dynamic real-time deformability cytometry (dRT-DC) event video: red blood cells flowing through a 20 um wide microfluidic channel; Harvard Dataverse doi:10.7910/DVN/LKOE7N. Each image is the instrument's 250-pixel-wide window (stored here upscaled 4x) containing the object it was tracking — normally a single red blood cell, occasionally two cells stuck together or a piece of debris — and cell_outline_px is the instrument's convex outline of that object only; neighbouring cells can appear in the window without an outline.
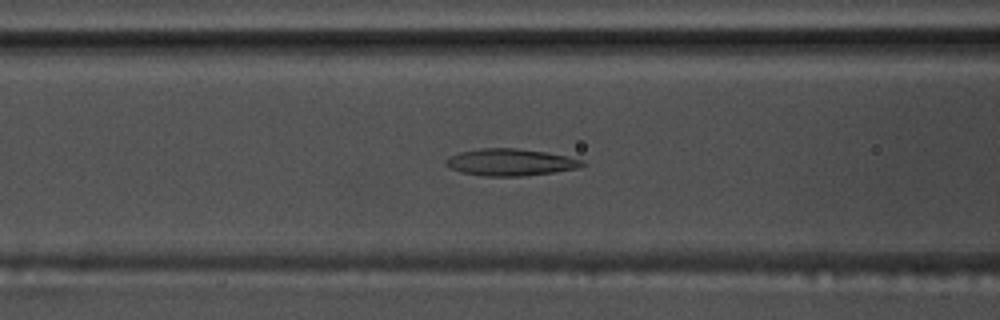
{"species": "common noctule bat (a hibernating species)", "species_latin": "Nyctalus noctula", "temperature_condition": "warm", "stored_images_in_passage": 55, "camera_frame_rate_fps": 3000, "um_per_image_px": 0.085, "animal": {"sex": "male", "body_mass_g": 17.5, "forearm_length_mm": 52.3}, "frame": {"image": 1, "passage_image": 22, "time_ms": 7.0, "image_size_px": [1000, 320], "cell_outline_px": [[588, 164], [580, 168], [552, 172], [520, 176], [484, 176], [460, 172], [444, 164], [444, 160], [448, 156], [460, 152], [480, 148], [516, 148], [544, 152], [584, 160]], "centroid_in_image_um": [43.37, 13.79], "position_along_channel_um": 123.2, "area_um2": 21.39}}
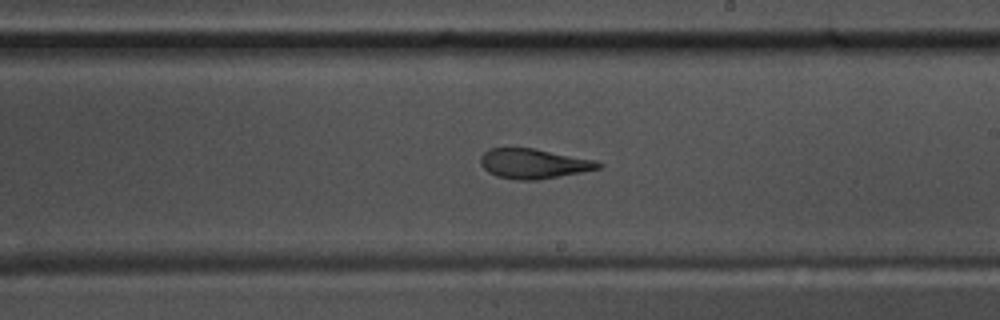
{"frame": {"image": 2, "passage_image": 32, "time_ms": 10.333, "image_size_px": [1000, 320], "cell_outline_px": [[604, 164], [600, 168], [580, 172], [536, 180], [516, 180], [496, 176], [488, 172], [480, 164], [480, 156], [488, 148], [532, 148], [596, 160]], "centroid_in_image_um": [45.32, 13.91], "position_along_channel_um": 243.7, "area_um2": 20.4}}
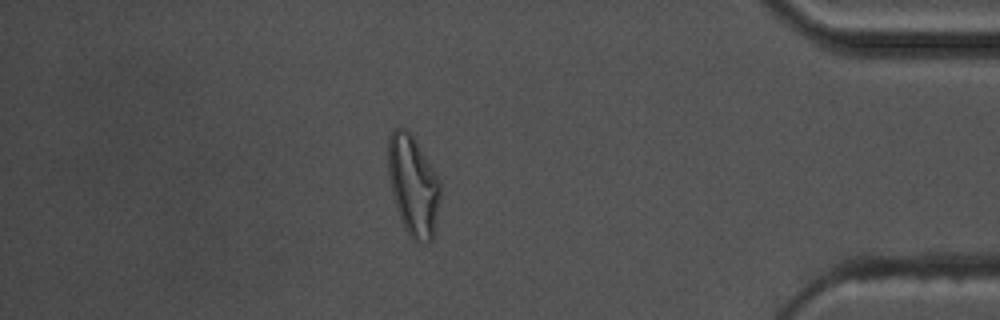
{"frame": {"image": 3, "passage_image": 48, "time_ms": 15.667, "image_size_px": [1000, 320], "cell_outline_px": [[440, 200], [432, 240], [412, 240], [404, 228], [400, 220], [392, 192], [388, 172], [388, 140], [392, 132], [396, 128], [404, 128], [412, 132], [440, 180]], "centroid_in_image_um": [35.12, 15.73], "position_along_channel_um": 400.1, "area_um2": 30.4}, "authors_computed_cell_mechanics": {"area_um2": 22.253, "velocity_mm_per_s": 3.6264, "shape_relaxation_time_tau1_ms": null, "shape_relaxation_time_tau2_ms": 2.3883, "deformation_change_tau1": null, "deformation_change_tau2": 0.1179}}